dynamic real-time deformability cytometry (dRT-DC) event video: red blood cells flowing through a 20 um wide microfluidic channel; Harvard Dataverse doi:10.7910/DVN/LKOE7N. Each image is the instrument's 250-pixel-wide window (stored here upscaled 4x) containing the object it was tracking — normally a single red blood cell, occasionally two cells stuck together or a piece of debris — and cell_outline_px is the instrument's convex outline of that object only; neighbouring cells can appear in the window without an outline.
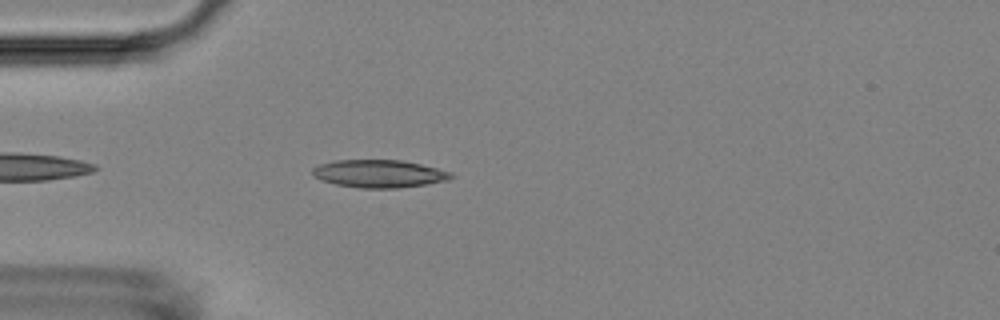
{"species": "Egyptian fruit bat (a non-hibernating species)", "species_latin": "Rousettus aegyptiacus", "temperature_condition": "room temperature", "stored_images_in_passage": 37, "camera_frame_rate_fps": 3000, "um_per_image_px": 0.085, "animal": {"sex": "female"}, "frame": {"image": 1, "passage_image": 4, "time_ms": 1.0, "image_size_px": [1000, 320], "cell_outline_px": [[456, 176], [448, 180], [424, 184], [396, 188], [360, 188], [336, 184], [324, 180], [316, 176], [312, 172], [312, 168], [320, 164], [336, 160], [400, 160], [420, 164], [452, 172]], "centroid_in_image_um": [32.26, 14.76], "position_along_channel_um": 52.7, "area_um2": 22.14}}
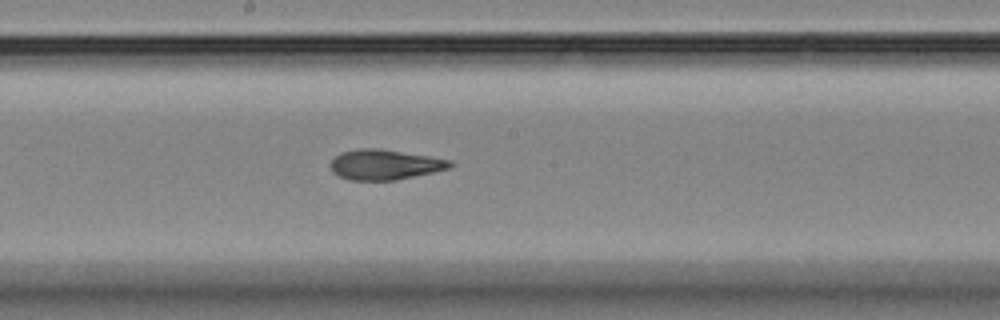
{"frame": {"image": 2, "passage_image": 18, "time_ms": 5.667, "image_size_px": [1000, 320], "cell_outline_px": [[452, 164], [448, 168], [432, 172], [396, 180], [348, 180], [336, 176], [332, 172], [332, 160], [340, 152], [356, 148], [380, 148], [452, 160]], "centroid_in_image_um": [32.65, 13.99], "position_along_channel_um": 215.5, "area_um2": 20.98}}
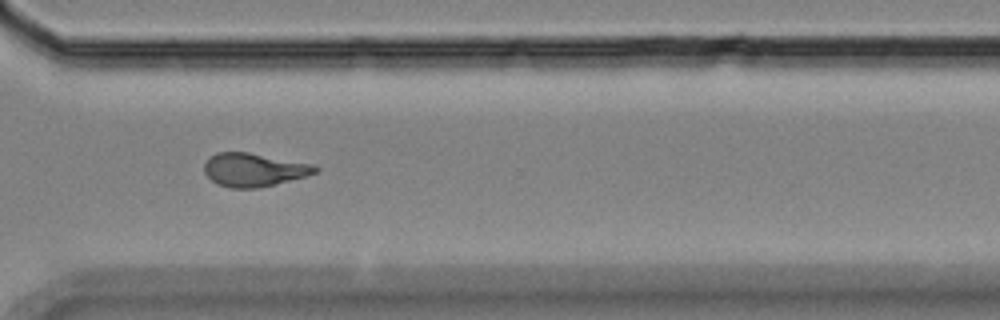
{"frame": {"image": 3, "passage_image": 29, "time_ms": 9.333, "image_size_px": [1000, 320], "cell_outline_px": [[320, 168], [316, 172], [304, 176], [256, 188], [232, 188], [216, 184], [204, 172], [204, 164], [216, 152], [248, 152], [312, 164]], "centroid_in_image_um": [21.54, 14.42], "position_along_channel_um": 349.1, "area_um2": 21.15}, "authors_computed_cell_mechanics": {"area_um2": 21.3282, "velocity_mm_per_s": 3.6421, "shape_relaxation_time_tau1_ms": 8.2277, "shape_relaxation_time_tau2_ms": 2.5281, "deformation_change_tau1": 0.198, "deformation_change_tau2": 0.098}}